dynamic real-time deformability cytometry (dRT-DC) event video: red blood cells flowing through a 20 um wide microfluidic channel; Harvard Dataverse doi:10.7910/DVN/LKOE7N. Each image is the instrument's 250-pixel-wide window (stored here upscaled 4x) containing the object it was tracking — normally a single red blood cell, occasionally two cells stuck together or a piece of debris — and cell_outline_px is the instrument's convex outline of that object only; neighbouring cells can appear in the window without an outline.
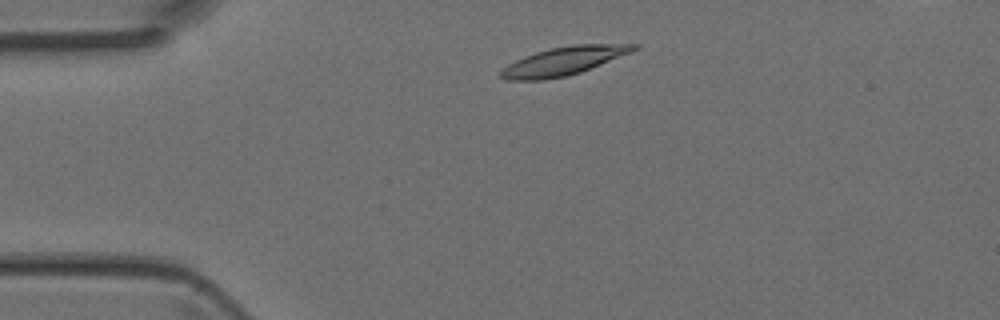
{"species": "Egyptian fruit bat (a non-hibernating species)", "species_latin": "Rousettus aegyptiacus", "temperature_condition": "room temperature", "stored_images_in_passage": 3, "camera_frame_rate_fps": 3000, "um_per_image_px": 0.085, "animal": {"sex": "female"}, "frame": {"image": 1, "passage_image": 1, "time_ms": 0.0, "image_size_px": [1000, 320], "cell_outline_px": [[640, 48], [632, 52], [580, 72], [564, 76], [544, 80], [508, 80], [496, 76], [508, 64], [524, 56], [536, 52], [552, 48], [576, 44], [640, 44]], "centroid_in_image_um": [47.91, 5.19], "position_along_channel_um": 37.1, "area_um2": 21.79}}
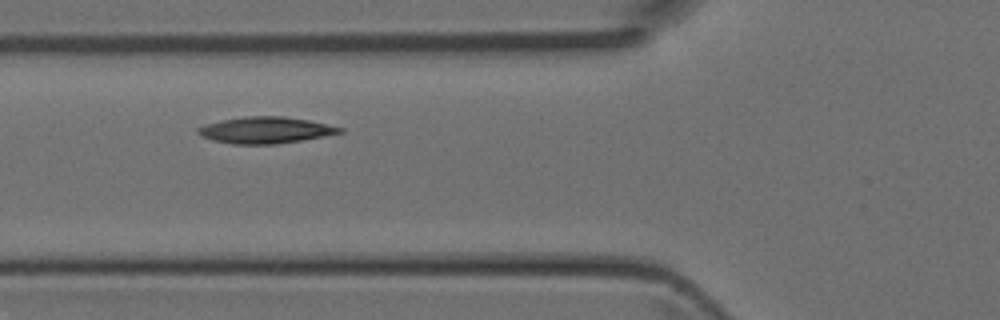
{"frame": {"image": 2, "passage_image": 3, "time_ms": 0.667, "image_size_px": [1000, 320], "cell_outline_px": [[344, 132], [300, 140], [276, 144], [232, 144], [212, 140], [200, 136], [196, 132], [196, 128], [204, 124], [220, 120], [244, 116], [284, 116], [308, 120], [344, 128]], "centroid_in_image_um": [22.5, 11.05], "position_along_channel_um": 103.3, "area_um2": 21.91}}